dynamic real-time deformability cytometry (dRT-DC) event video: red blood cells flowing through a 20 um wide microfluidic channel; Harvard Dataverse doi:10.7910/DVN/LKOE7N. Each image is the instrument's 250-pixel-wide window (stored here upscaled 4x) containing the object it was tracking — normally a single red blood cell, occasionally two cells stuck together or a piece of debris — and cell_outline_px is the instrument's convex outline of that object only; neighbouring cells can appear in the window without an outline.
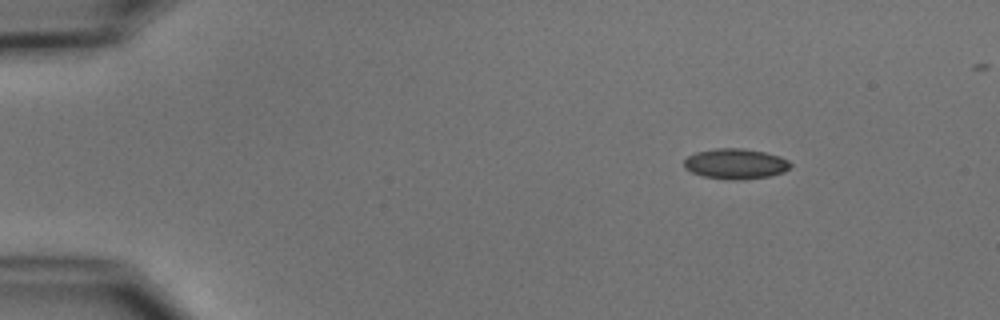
{"species": "common noctule bat (a hibernating species)", "species_latin": "Nyctalus noctula", "temperature_condition": "cold", "stored_images_in_passage": 47, "camera_frame_rate_fps": 3000, "um_per_image_px": 0.085, "animal": {"sex": "male", "body_mass_g": 15.6}, "frame": {"image": 1, "passage_image": 1, "time_ms": 0.0, "image_size_px": [1000, 320], "cell_outline_px": [[792, 164], [784, 172], [768, 176], [736, 180], [732, 180], [704, 176], [692, 172], [684, 168], [684, 160], [688, 156], [696, 152], [716, 148], [744, 148], [764, 152], [780, 156], [788, 160]], "centroid_in_image_um": [62.52, 13.91], "position_along_channel_um": 22.5, "area_um2": 18.73}}
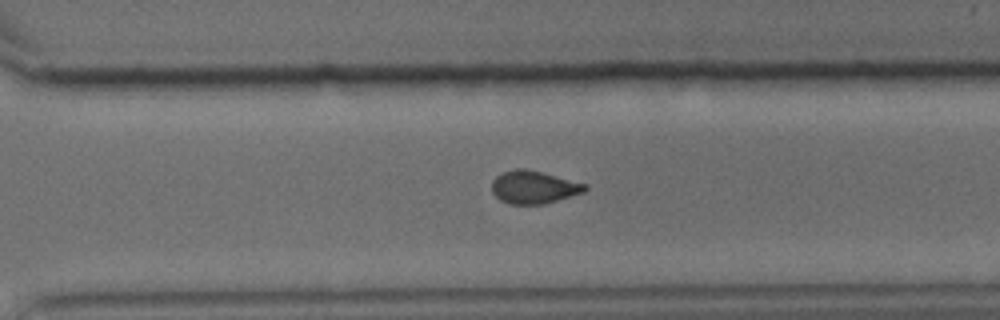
{"frame": {"image": 2, "passage_image": 32, "time_ms": 10.333, "image_size_px": [1000, 320], "cell_outline_px": [[588, 188], [584, 192], [544, 204], [508, 204], [500, 200], [492, 192], [492, 180], [496, 176], [504, 172], [520, 168], [540, 172], [588, 184]], "centroid_in_image_um": [45.37, 15.92], "position_along_channel_um": 325.2, "area_um2": 17.63}}
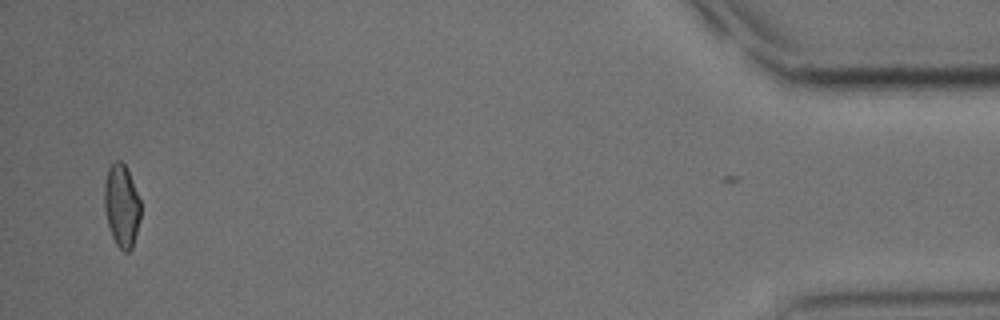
{"frame": {"image": 3, "passage_image": 46, "time_ms": 15.0, "image_size_px": [1000, 320], "cell_outline_px": [[140, 220], [132, 248], [128, 252], [124, 252], [116, 244], [112, 236], [108, 224], [104, 208], [104, 184], [108, 168], [116, 160], [120, 160], [124, 164], [128, 172], [140, 200]], "centroid_in_image_um": [10.33, 17.5], "position_along_channel_um": 424.9, "area_um2": 17.34}, "authors_computed_cell_mechanics": {"area_um2": 18.2648, "velocity_mm_per_s": 3.7605, "shape_relaxation_time_tau1_ms": 5.5678, "shape_relaxation_time_tau2_ms": 2.1829, "deformation_change_tau1": 0.1101, "deformation_change_tau2": 0.0552}}